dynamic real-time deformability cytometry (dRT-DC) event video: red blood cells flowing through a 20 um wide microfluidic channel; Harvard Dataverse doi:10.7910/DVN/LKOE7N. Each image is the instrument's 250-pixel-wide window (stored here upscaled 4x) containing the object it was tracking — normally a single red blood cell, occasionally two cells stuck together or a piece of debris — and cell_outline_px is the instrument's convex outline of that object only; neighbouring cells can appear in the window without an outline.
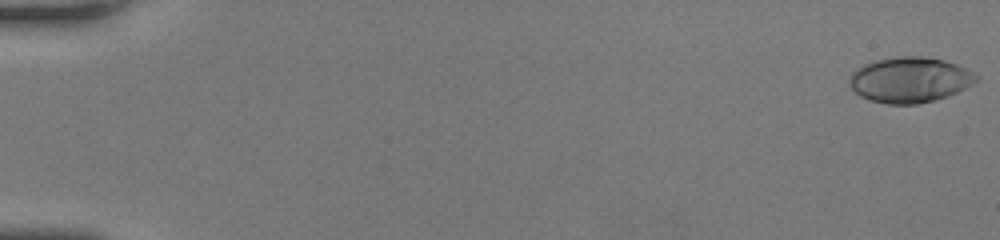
{"species": "human", "species_latin": "Homo sapiens", "temperature_condition": "room temperature", "stored_images_in_passage": 51, "camera_frame_rate_fps": 3000, "um_per_image_px": 0.085, "donor": {"sex": "female"}, "frame": {"image": 1, "passage_image": 1, "time_ms": 0.0, "image_size_px": [1000, 240], "cell_outline_px": [[980, 76], [976, 80], [964, 88], [948, 96], [916, 104], [888, 104], [872, 100], [860, 96], [852, 88], [848, 80], [852, 72], [856, 68], [864, 64], [876, 60], [896, 56], [924, 56], [944, 60], [956, 64]], "centroid_in_image_um": [77.3, 6.77], "position_along_channel_um": 7.7, "area_um2": 33.35}}
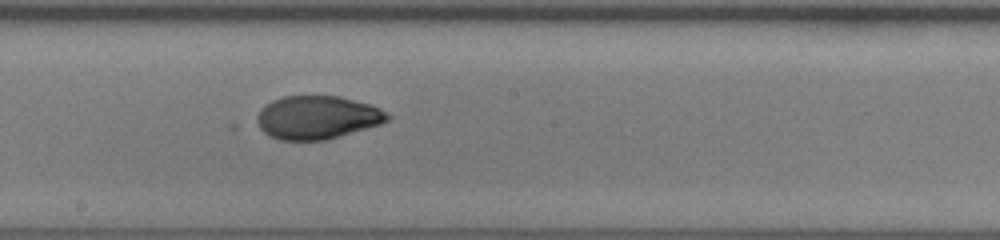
{"frame": {"image": 2, "passage_image": 30, "time_ms": 9.667, "image_size_px": [1000, 240], "cell_outline_px": [[392, 116], [388, 120], [380, 124], [324, 140], [280, 140], [264, 132], [260, 128], [256, 120], [256, 116], [260, 108], [264, 104], [280, 96], [340, 96], [368, 104], [380, 108], [388, 112]], "centroid_in_image_um": [26.94, 9.96], "position_along_channel_um": 221.3, "area_um2": 32.89}}
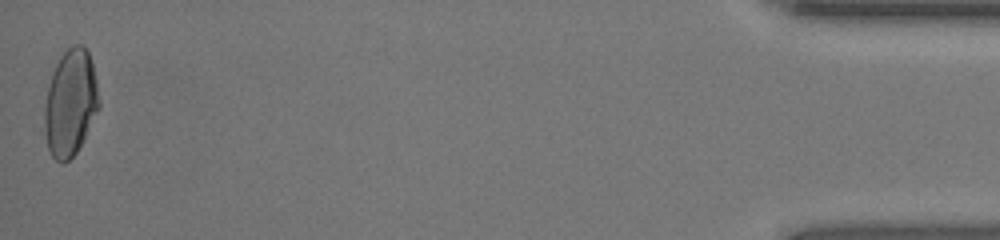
{"frame": {"image": 3, "passage_image": 51, "time_ms": 16.667, "image_size_px": [1000, 240], "cell_outline_px": [[100, 108], [76, 152], [64, 164], [60, 164], [52, 156], [48, 148], [44, 132], [44, 104], [52, 72], [60, 56], [72, 44], [84, 44], [88, 52], [92, 64], [96, 80], [100, 104]], "centroid_in_image_um": [5.98, 8.74], "position_along_channel_um": 429.2, "area_um2": 33.93}, "authors_computed_cell_mechanics": {"area_um2": 33.0038, "velocity_mm_per_s": 4.2508, "shape_relaxation_time_tau1_ms": 4.8314, "shape_relaxation_time_tau2_ms": 1.4289, "deformation_change_tau1": 0.2155, "deformation_change_tau2": 0.0477}}